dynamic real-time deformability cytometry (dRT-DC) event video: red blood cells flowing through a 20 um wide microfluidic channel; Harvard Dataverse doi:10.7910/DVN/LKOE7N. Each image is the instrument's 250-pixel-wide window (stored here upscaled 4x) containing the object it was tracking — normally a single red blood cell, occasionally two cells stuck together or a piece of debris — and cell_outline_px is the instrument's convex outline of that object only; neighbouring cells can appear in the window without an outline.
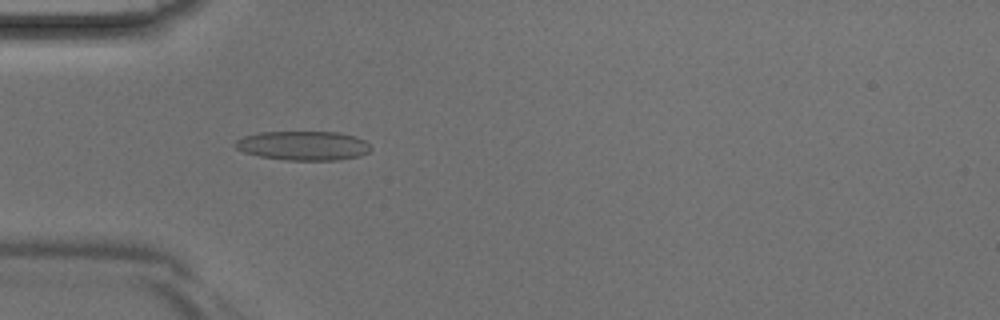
{"species": "Egyptian fruit bat (a non-hibernating species)", "species_latin": "Rousettus aegyptiacus", "temperature_condition": "room temperature", "stored_images_in_passage": 38, "camera_frame_rate_fps": 3000, "um_per_image_px": 0.085, "animal": {"sex": "male"}, "frame": {"image": 1, "passage_image": 8, "time_ms": 2.333, "image_size_px": [1000, 320], "cell_outline_px": [[372, 148], [368, 152], [356, 156], [336, 160], [284, 160], [260, 156], [244, 152], [236, 148], [232, 144], [236, 140], [244, 136], [260, 132], [340, 132], [364, 140]], "centroid_in_image_um": [25.73, 12.38], "position_along_channel_um": 59.3, "area_um2": 22.95}}
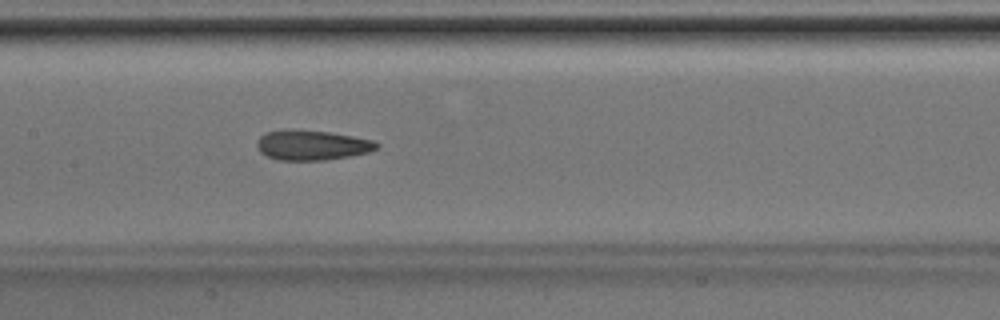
{"frame": {"image": 2, "passage_image": 16, "time_ms": 5.0, "image_size_px": [1000, 320], "cell_outline_px": [[380, 148], [368, 152], [348, 156], [324, 160], [280, 160], [268, 156], [260, 152], [256, 144], [256, 140], [264, 132], [328, 132], [352, 136], [372, 140], [380, 144]], "centroid_in_image_um": [26.55, 12.37], "position_along_channel_um": 180.8, "area_um2": 20.11}}
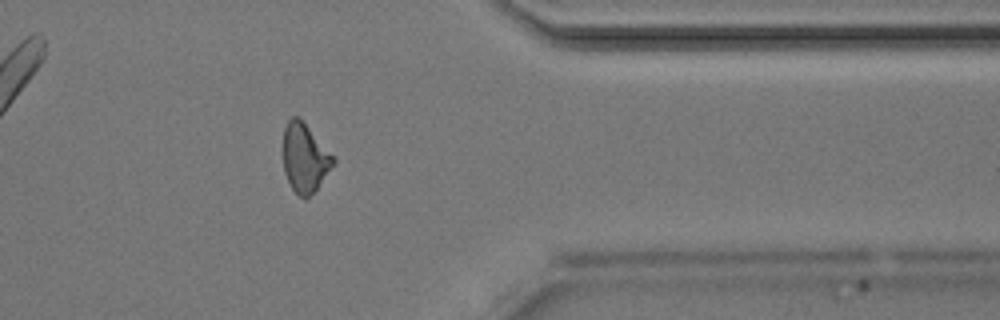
{"frame": {"image": 3, "passage_image": 30, "time_ms": 9.667, "image_size_px": [1000, 320], "cell_outline_px": [[336, 160], [316, 188], [304, 200], [292, 188], [284, 172], [284, 128], [288, 120], [292, 116], [296, 116], [304, 124]], "centroid_in_image_um": [25.87, 13.44], "position_along_channel_um": 385.5, "area_um2": 19.07}}